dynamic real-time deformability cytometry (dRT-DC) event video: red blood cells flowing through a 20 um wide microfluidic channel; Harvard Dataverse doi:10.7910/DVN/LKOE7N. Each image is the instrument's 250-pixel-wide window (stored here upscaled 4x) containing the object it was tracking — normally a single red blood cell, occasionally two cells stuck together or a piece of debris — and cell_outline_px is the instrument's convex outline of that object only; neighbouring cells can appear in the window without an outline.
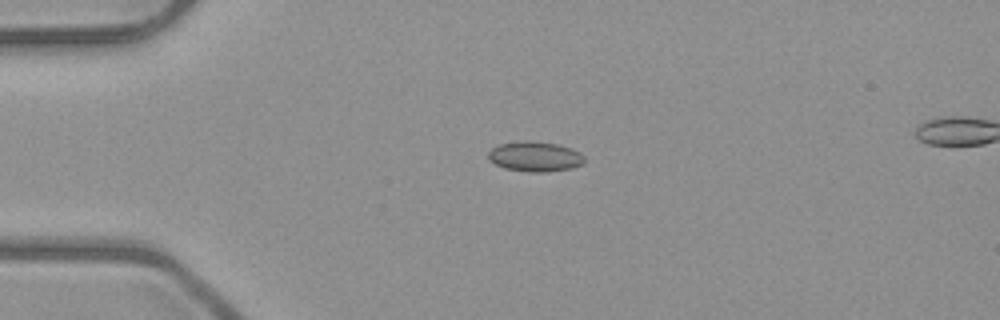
{"species": "common noctule bat (a hibernating species)", "species_latin": "Nyctalus noctula", "temperature_condition": "room temperature", "stored_images_in_passage": 4, "camera_frame_rate_fps": 3000, "um_per_image_px": 0.085, "animal": {"sex": "male", "body_mass_g": 23.1, "forearm_length_mm": 52.7}, "frame": {"image": 1, "passage_image": 3, "time_ms": 2.333, "image_size_px": [1000, 320], "cell_outline_px": [[584, 164], [572, 168], [548, 172], [528, 172], [504, 168], [488, 160], [488, 152], [492, 148], [500, 144], [524, 140], [528, 140], [560, 144], [572, 148], [580, 152], [584, 156]], "centroid_in_image_um": [45.5, 13.3], "position_along_channel_um": 39.5, "area_um2": 17.11}}